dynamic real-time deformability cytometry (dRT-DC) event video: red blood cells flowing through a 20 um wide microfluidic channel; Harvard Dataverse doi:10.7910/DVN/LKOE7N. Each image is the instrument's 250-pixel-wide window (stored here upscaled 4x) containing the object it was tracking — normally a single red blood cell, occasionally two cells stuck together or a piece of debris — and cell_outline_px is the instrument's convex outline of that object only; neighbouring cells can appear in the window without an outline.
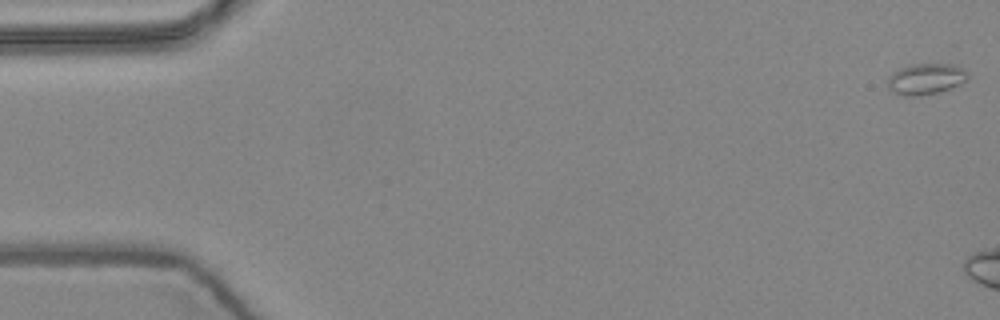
{"species": "common noctule bat (a hibernating species)", "species_latin": "Nyctalus noctula", "temperature_condition": "warm", "stored_images_in_passage": 3, "camera_frame_rate_fps": 3000, "um_per_image_px": 0.085, "animal": {"sex": "female", "body_mass_g": 24.6, "forearm_length_mm": 56.2}, "frame": {"image": 1, "passage_image": 1, "time_ms": 0.0, "image_size_px": [1000, 320], "cell_outline_px": [[968, 76], [960, 84], [936, 92], [916, 96], [904, 96], [888, 88], [888, 76], [900, 68], [908, 64], [952, 64], [960, 68]], "centroid_in_image_um": [78.63, 6.7], "position_along_channel_um": 6.4, "area_um2": 14.05}}